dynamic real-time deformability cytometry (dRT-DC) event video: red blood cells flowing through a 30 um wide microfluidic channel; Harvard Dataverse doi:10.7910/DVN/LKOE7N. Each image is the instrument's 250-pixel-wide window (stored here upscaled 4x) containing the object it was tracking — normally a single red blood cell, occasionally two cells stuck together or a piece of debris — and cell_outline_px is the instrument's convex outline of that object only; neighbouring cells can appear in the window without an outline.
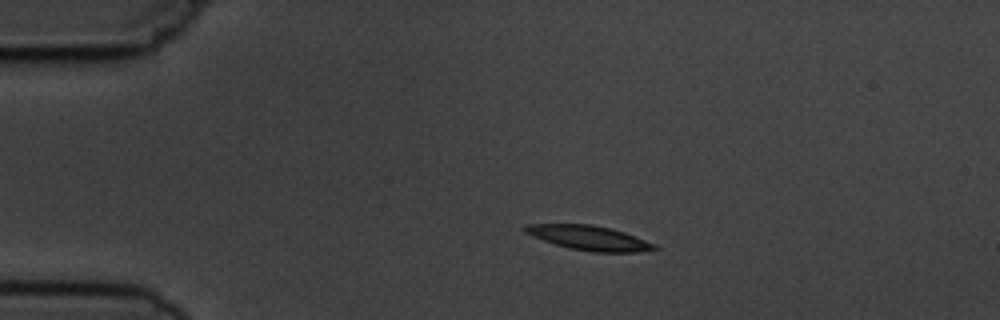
{"species": "common noctule bat (a hibernating species)", "species_latin": "Nyctalus noctula", "temperature_condition": "cold", "stored_images_in_passage": 5, "camera_frame_rate_fps": 3000, "um_per_image_px": 0.085, "animal": {"sex": "male", "body_mass_g": 19.5, "forearm_length_mm": 54.6}, "frame": {"image": 1, "passage_image": 2, "time_ms": 1.333, "image_size_px": [1000, 320], "cell_outline_px": [[660, 248], [640, 252], [592, 252], [568, 248], [532, 236], [524, 232], [520, 228], [524, 224], [592, 224], [612, 228], [624, 232], [656, 244]], "centroid_in_image_um": [50.06, 20.21], "position_along_channel_um": 34.9, "area_um2": 18.67}}
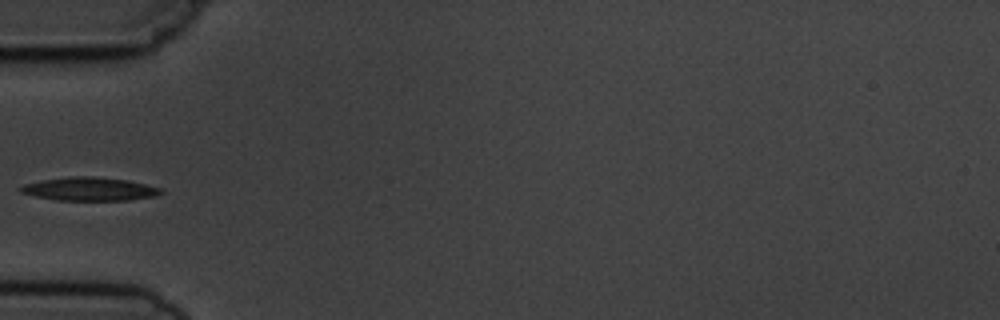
{"frame": {"image": 2, "passage_image": 4, "time_ms": 3.667, "image_size_px": [1000, 320], "cell_outline_px": [[164, 192], [156, 196], [128, 200], [56, 200], [36, 196], [20, 192], [16, 188], [24, 184], [40, 180], [72, 176], [92, 176], [128, 180], [160, 188]], "centroid_in_image_um": [7.57, 16.06], "position_along_channel_um": 77.4, "area_um2": 19.13}}
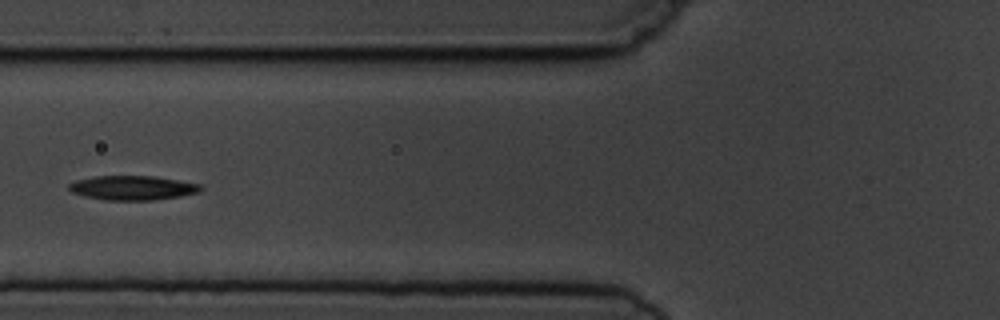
{"frame": {"image": 3, "passage_image": 5, "time_ms": 4.667, "image_size_px": [1000, 320], "cell_outline_px": [[204, 188], [200, 192], [180, 196], [152, 200], [104, 200], [84, 196], [72, 192], [68, 188], [68, 184], [76, 180], [96, 176], [152, 176], [200, 184]], "centroid_in_image_um": [11.26, 15.97], "position_along_channel_um": 114.5, "area_um2": 18.61}}